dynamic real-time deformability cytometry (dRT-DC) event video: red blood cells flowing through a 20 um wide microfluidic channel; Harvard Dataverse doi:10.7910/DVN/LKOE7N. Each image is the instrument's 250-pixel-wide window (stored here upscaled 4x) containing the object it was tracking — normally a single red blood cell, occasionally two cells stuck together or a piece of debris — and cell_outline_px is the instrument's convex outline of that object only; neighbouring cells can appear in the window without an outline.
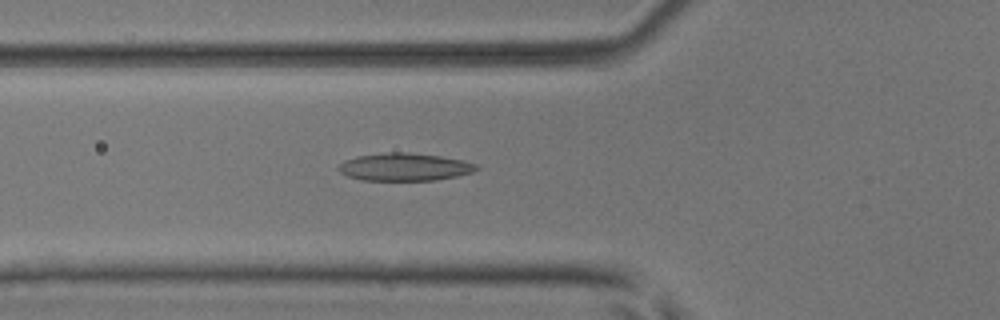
{"species": "common noctule bat (a hibernating species)", "species_latin": "Nyctalus noctula", "temperature_condition": "room temperature", "stored_images_in_passage": 45, "camera_frame_rate_fps": 3000, "um_per_image_px": 0.085, "animal": {"sex": "male", "body_mass_g": 17.9, "forearm_length_mm": 54.2}, "frame": {"image": 1, "passage_image": 18, "time_ms": 5.667, "image_size_px": [1000, 320], "cell_outline_px": [[480, 168], [472, 172], [456, 176], [436, 180], [360, 180], [348, 176], [340, 172], [336, 168], [344, 160], [356, 156], [388, 152], [408, 152], [440, 156], [464, 160], [476, 164]], "centroid_in_image_um": [34.37, 14.19], "position_along_channel_um": 91.4, "area_um2": 22.31}}
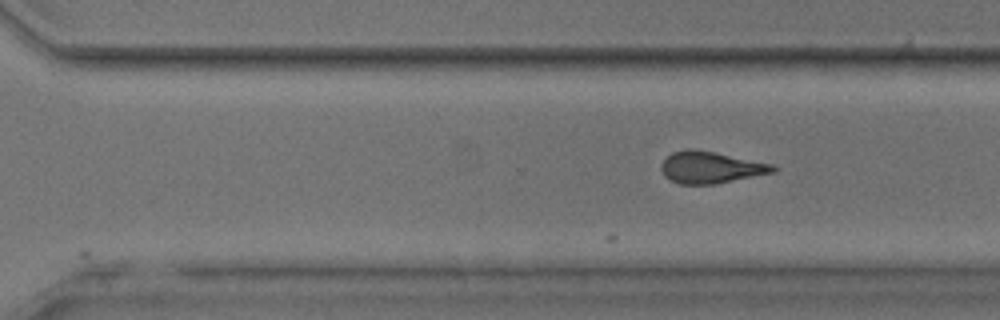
{"frame": {"image": 2, "passage_image": 34, "time_ms": 11.0, "image_size_px": [1000, 320], "cell_outline_px": [[776, 172], [716, 184], [680, 184], [664, 176], [660, 168], [660, 164], [672, 152], [688, 148], [696, 148], [716, 152], [772, 164], [776, 168]], "centroid_in_image_um": [60.39, 14.22], "position_along_channel_um": 310.2, "area_um2": 20.81}}
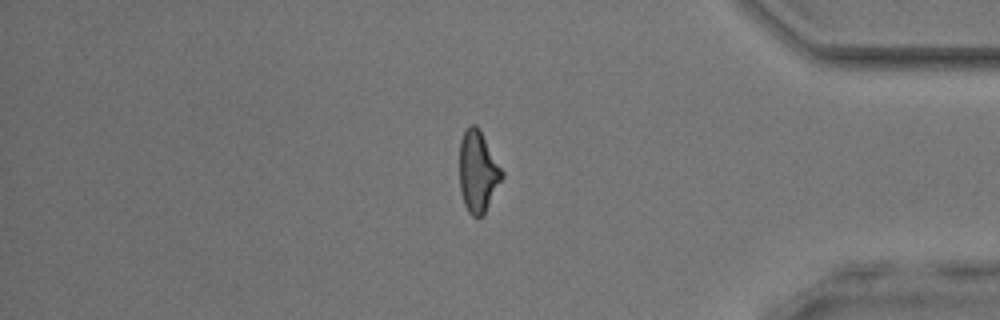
{"frame": {"image": 3, "passage_image": 42, "time_ms": 13.667, "image_size_px": [1000, 320], "cell_outline_px": [[504, 176], [484, 216], [476, 220], [468, 212], [464, 204], [460, 188], [460, 140], [464, 132], [472, 124], [476, 124], [480, 128], [504, 172]], "centroid_in_image_um": [40.64, 14.63], "position_along_channel_um": 394.6, "area_um2": 20.52}}